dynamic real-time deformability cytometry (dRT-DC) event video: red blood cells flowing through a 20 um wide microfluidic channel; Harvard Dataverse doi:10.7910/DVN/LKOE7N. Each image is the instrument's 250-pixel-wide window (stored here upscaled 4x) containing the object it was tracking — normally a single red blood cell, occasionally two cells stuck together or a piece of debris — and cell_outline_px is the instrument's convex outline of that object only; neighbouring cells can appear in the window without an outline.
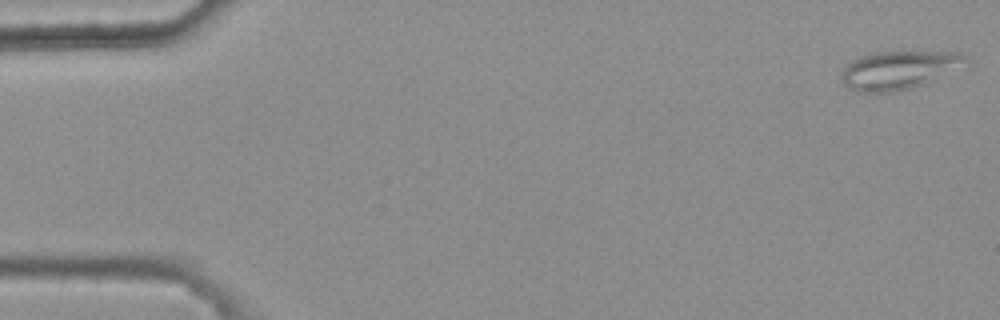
{"species": "common noctule bat (a hibernating species)", "species_latin": "Nyctalus noctula", "temperature_condition": "warm", "stored_images_in_passage": 4, "camera_frame_rate_fps": 3000, "um_per_image_px": 0.085, "animal": {"sex": "female", "body_mass_g": 25.1}, "frame": {"image": 1, "passage_image": 1, "time_ms": 0.0, "image_size_px": [1000, 320], "cell_outline_px": [[964, 56], [936, 80], [912, 88], [892, 92], [856, 92], [844, 84], [840, 76], [840, 72], [852, 60], [860, 56], [876, 52], [960, 52]], "centroid_in_image_um": [76.2, 5.98], "position_along_channel_um": 8.8, "area_um2": 26.76}}